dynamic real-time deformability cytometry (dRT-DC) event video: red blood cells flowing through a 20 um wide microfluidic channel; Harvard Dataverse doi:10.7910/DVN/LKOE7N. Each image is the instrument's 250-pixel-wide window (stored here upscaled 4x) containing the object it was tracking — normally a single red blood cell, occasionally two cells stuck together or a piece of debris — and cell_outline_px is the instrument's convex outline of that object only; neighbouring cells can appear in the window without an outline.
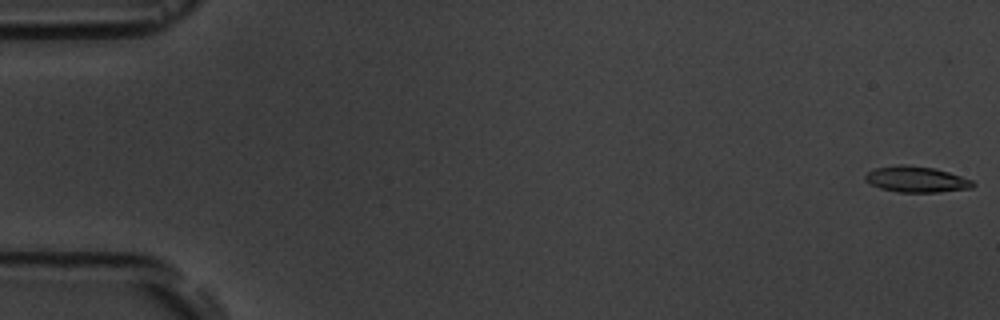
{"species": "common noctule bat (a hibernating species)", "species_latin": "Nyctalus noctula", "temperature_condition": "room temperature", "stored_images_in_passage": 6, "camera_frame_rate_fps": 3000, "um_per_image_px": 0.085, "animal": {"sex": "male", "body_mass_g": 19.5, "forearm_length_mm": 54.6}, "frame": {"image": 1, "passage_image": 1, "time_ms": 0.0, "image_size_px": [1000, 320], "cell_outline_px": [[976, 184], [972, 188], [936, 192], [896, 192], [880, 188], [864, 180], [864, 176], [868, 172], [876, 168], [900, 164], [908, 164], [936, 168], [972, 180]], "centroid_in_image_um": [77.89, 15.23], "position_along_channel_um": 7.1, "area_um2": 16.3}}
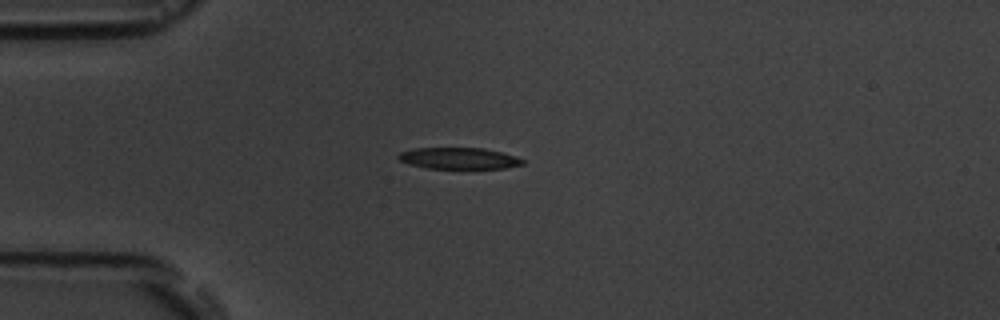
{"frame": {"image": 2, "passage_image": 5, "time_ms": 4.667, "image_size_px": [1000, 320], "cell_outline_px": [[524, 164], [504, 168], [428, 168], [412, 164], [400, 160], [396, 156], [400, 152], [412, 148], [484, 148], [516, 156], [524, 160]], "centroid_in_image_um": [39.01, 13.45], "position_along_channel_um": 46.0, "area_um2": 15.32}}